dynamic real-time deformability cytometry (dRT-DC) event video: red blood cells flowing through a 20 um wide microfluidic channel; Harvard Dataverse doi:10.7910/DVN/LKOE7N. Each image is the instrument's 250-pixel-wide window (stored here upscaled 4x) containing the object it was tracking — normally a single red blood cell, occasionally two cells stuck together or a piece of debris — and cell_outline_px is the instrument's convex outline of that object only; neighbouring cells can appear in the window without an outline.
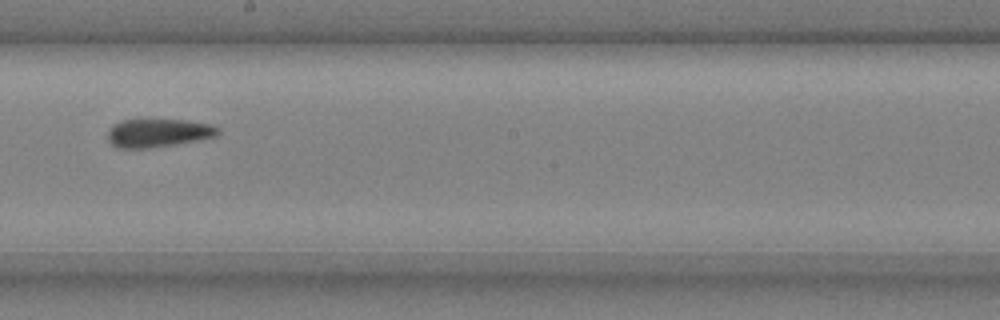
{"species": "common noctule bat (a hibernating species)", "species_latin": "Nyctalus noctula", "temperature_condition": "cold", "stored_images_in_passage": 8, "camera_frame_rate_fps": 3000, "um_per_image_px": 0.085, "animal": {"sex": "male", "body_mass_g": 20.4}, "frame": {"image": 1, "passage_image": 6, "time_ms": 1.667, "image_size_px": [1000, 320], "cell_outline_px": [[220, 132], [216, 136], [176, 144], [148, 148], [116, 148], [108, 140], [108, 132], [116, 124], [124, 120], [140, 116], [144, 116], [184, 120], [212, 124], [220, 128]], "centroid_in_image_um": [13.45, 11.24], "position_along_channel_um": 234.8, "area_um2": 18.9}}
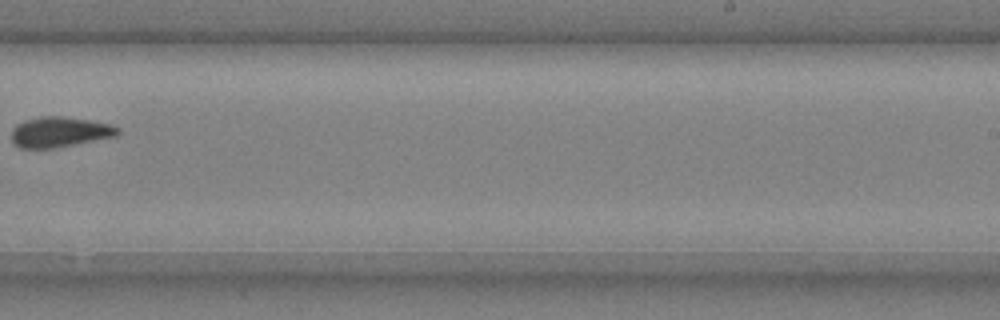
{"frame": {"image": 2, "passage_image": 7, "time_ms": 2.0, "image_size_px": [1000, 320], "cell_outline_px": [[120, 132], [116, 136], [76, 144], [52, 148], [20, 148], [12, 140], [12, 128], [16, 124], [24, 120], [40, 116], [60, 116], [88, 120], [112, 124], [120, 128]], "centroid_in_image_um": [5.07, 11.21], "position_along_channel_um": 283.9, "area_um2": 18.79}}
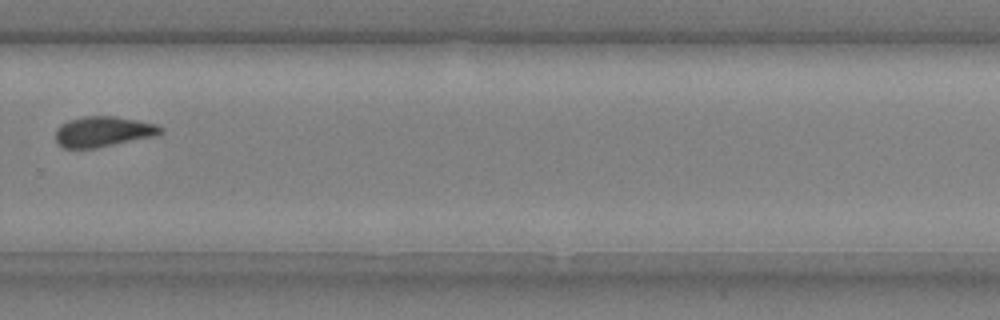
{"frame": {"image": 3, "passage_image": 8, "time_ms": 2.333, "image_size_px": [1000, 320], "cell_outline_px": [[164, 132], [156, 136], [96, 148], [64, 148], [56, 144], [56, 128], [60, 124], [68, 120], [84, 116], [116, 116], [156, 124], [164, 128]], "centroid_in_image_um": [8.77, 11.19], "position_along_channel_um": 321.0, "area_um2": 18.84}}